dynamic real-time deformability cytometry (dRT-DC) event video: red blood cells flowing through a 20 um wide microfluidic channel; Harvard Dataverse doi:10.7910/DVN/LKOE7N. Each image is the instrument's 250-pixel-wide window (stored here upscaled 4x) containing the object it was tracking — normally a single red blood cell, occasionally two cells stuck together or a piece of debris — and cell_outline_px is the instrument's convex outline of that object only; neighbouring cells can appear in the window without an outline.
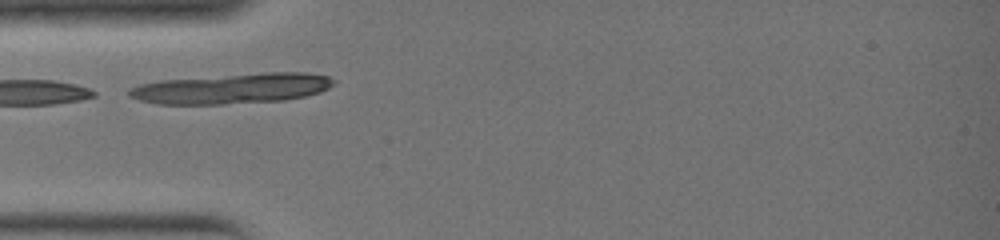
{"species": "common noctule bat (a hibernating species)", "species_latin": "Nyctalus noctula", "temperature_condition": "warm", "stored_images_in_passage": 23, "camera_frame_rate_fps": 3000, "um_per_image_px": 0.085, "animal": {"sex": "female", "body_mass_g": 19.0, "forearm_length_mm": 51.5}, "frame": {"image": 1, "passage_image": 4, "time_ms": 1.0, "image_size_px": [1000, 240], "cell_outline_px": [[336, 84], [320, 92], [304, 96], [284, 100], [224, 104], [156, 104], [140, 100], [128, 96], [128, 88], [140, 84], [160, 80], [264, 72], [308, 72], [328, 76], [336, 80]], "centroid_in_image_um": [19.74, 7.51], "position_along_channel_um": 65.3, "area_um2": 36.3}}